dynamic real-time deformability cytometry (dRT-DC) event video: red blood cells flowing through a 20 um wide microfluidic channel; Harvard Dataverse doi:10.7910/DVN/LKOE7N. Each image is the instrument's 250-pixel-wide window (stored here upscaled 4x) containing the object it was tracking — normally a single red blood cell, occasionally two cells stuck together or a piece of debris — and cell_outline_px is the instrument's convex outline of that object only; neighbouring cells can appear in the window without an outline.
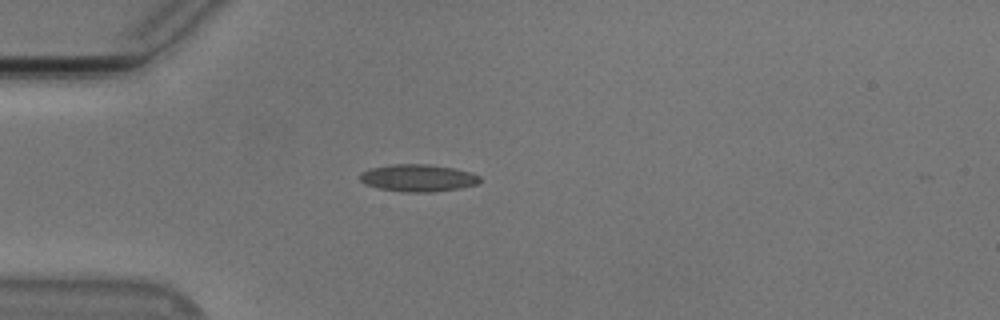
{"species": "Egyptian fruit bat (a non-hibernating species)", "species_latin": "Rousettus aegyptiacus", "temperature_condition": "cold", "stored_images_in_passage": 41, "camera_frame_rate_fps": 3000, "um_per_image_px": 0.085, "animal": {"sex": "male"}, "frame": {"image": 1, "passage_image": 1, "time_ms": 0.0, "image_size_px": [1000, 320], "cell_outline_px": [[480, 180], [476, 184], [460, 188], [428, 192], [404, 192], [376, 188], [364, 184], [360, 180], [360, 172], [372, 168], [392, 164], [428, 164], [456, 168], [472, 172], [480, 176]], "centroid_in_image_um": [35.52, 15.12], "position_along_channel_um": 49.5, "area_um2": 19.13}}
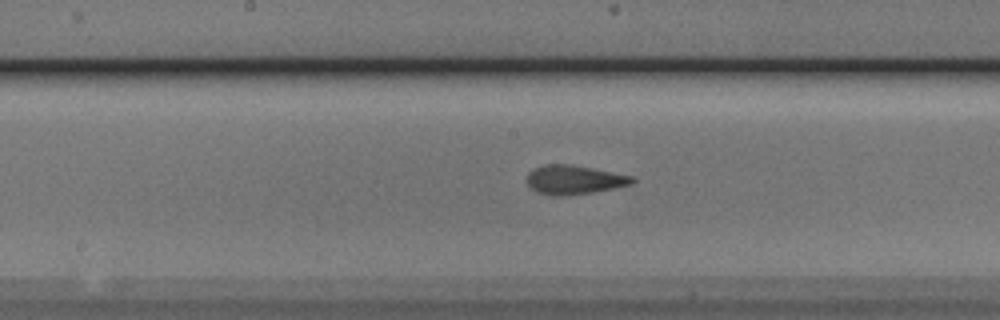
{"frame": {"image": 2, "passage_image": 14, "time_ms": 4.333, "image_size_px": [1000, 320], "cell_outline_px": [[636, 180], [632, 184], [592, 192], [564, 196], [548, 196], [536, 192], [528, 188], [524, 180], [528, 172], [532, 168], [544, 164], [568, 164], [592, 168], [632, 176]], "centroid_in_image_um": [48.68, 15.29], "position_along_channel_um": 199.5, "area_um2": 18.15}}
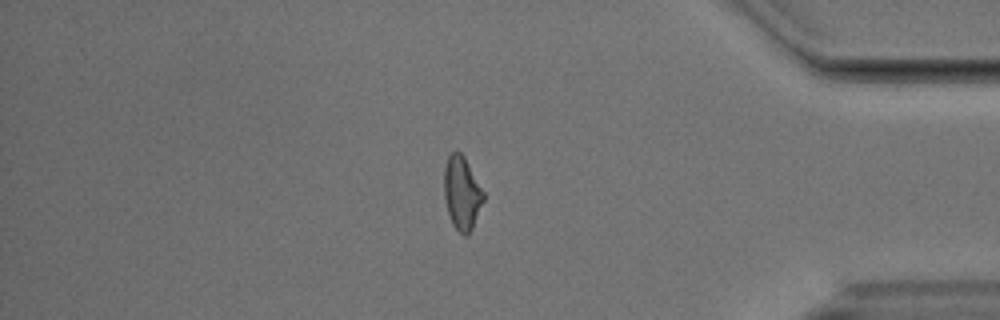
{"frame": {"image": 3, "passage_image": 32, "time_ms": 10.333, "image_size_px": [1000, 320], "cell_outline_px": [[484, 200], [472, 228], [468, 236], [464, 236], [452, 224], [448, 212], [444, 196], [444, 168], [448, 156], [452, 152], [460, 152], [464, 156], [484, 192]], "centroid_in_image_um": [39.26, 16.41], "position_along_channel_um": 395.9, "area_um2": 16.7}}